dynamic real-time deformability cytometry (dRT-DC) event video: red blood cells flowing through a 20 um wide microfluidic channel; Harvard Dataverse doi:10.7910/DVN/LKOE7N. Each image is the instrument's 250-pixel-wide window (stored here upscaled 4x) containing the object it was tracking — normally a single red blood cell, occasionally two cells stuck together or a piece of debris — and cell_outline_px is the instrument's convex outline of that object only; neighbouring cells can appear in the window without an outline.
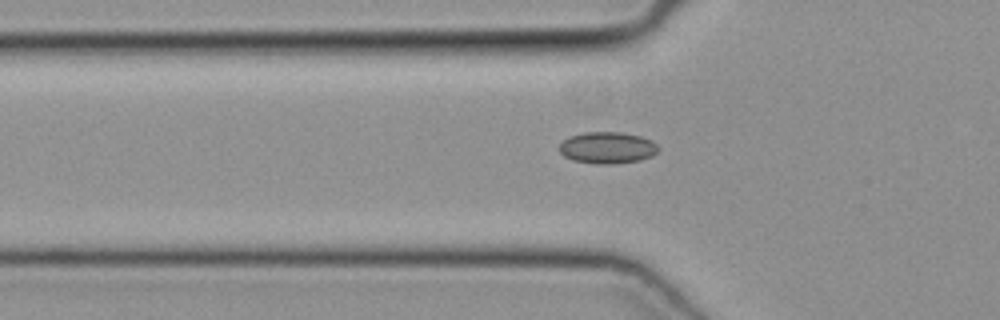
{"species": "common noctule bat (a hibernating species)", "species_latin": "Nyctalus noctula", "temperature_condition": "cold", "stored_images_in_passage": 38, "camera_frame_rate_fps": 3000, "um_per_image_px": 0.085, "animal": {"sex": "female", "body_mass_g": 19.3, "forearm_length_mm": 54.1}, "frame": {"image": 1, "passage_image": 11, "time_ms": 3.333, "image_size_px": [1000, 320], "cell_outline_px": [[660, 148], [652, 156], [640, 160], [612, 164], [596, 164], [572, 160], [564, 156], [560, 152], [560, 144], [568, 136], [584, 132], [620, 132], [640, 136], [652, 140]], "centroid_in_image_um": [51.62, 12.55], "position_along_channel_um": 74.2, "area_um2": 18.32}}
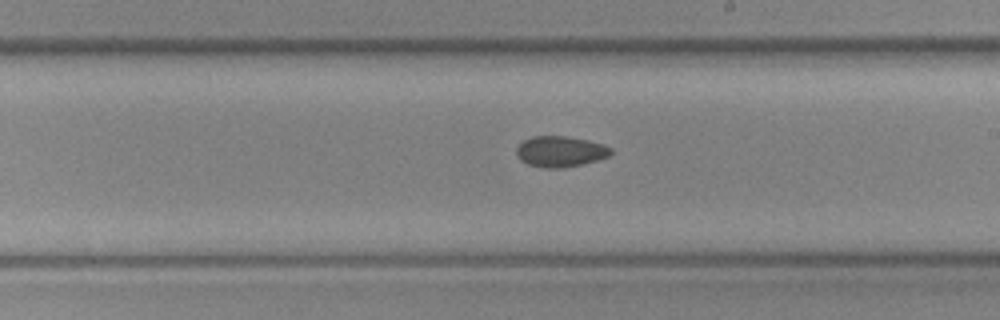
{"frame": {"image": 2, "passage_image": 23, "time_ms": 7.333, "image_size_px": [1000, 320], "cell_outline_px": [[612, 152], [608, 156], [596, 160], [564, 168], [544, 168], [528, 164], [520, 160], [516, 156], [516, 148], [524, 140], [532, 136], [564, 136], [588, 140], [604, 144], [612, 148]], "centroid_in_image_um": [47.61, 12.87], "position_along_channel_um": 241.4, "area_um2": 16.94}}
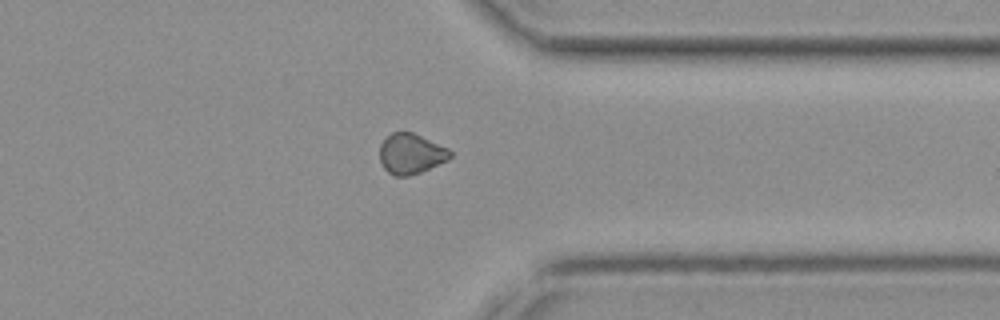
{"frame": {"image": 3, "passage_image": 33, "time_ms": 10.667, "image_size_px": [1000, 320], "cell_outline_px": [[452, 156], [448, 160], [420, 172], [408, 176], [392, 176], [384, 168], [380, 160], [380, 144], [392, 132], [412, 132], [448, 148], [452, 152]], "centroid_in_image_um": [34.93, 13.08], "position_along_channel_um": 376.5, "area_um2": 16.47}}